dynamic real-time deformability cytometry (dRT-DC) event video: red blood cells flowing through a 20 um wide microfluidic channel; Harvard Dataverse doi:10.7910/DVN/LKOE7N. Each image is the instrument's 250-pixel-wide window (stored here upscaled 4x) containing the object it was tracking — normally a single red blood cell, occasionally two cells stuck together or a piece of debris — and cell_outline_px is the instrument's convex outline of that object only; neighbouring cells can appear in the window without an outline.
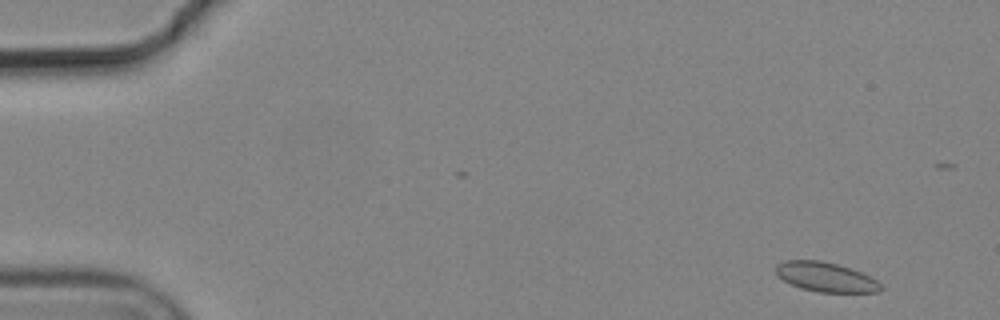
{"species": "common noctule bat (a hibernating species)", "species_latin": "Nyctalus noctula", "temperature_condition": "cold", "stored_images_in_passage": 4, "camera_frame_rate_fps": 3000, "um_per_image_px": 0.085, "animal": {"sex": "male", "body_mass_g": 19.2, "forearm_length_mm": 51.8}, "frame": {"image": 1, "passage_image": 1, "time_ms": 0.0, "image_size_px": [1000, 320], "cell_outline_px": [[884, 288], [880, 292], [820, 292], [800, 288], [784, 280], [776, 272], [776, 264], [784, 260], [820, 260], [836, 264], [860, 272], [876, 280]], "centroid_in_image_um": [70.18, 23.55], "position_along_channel_um": 14.8, "area_um2": 17.8}}
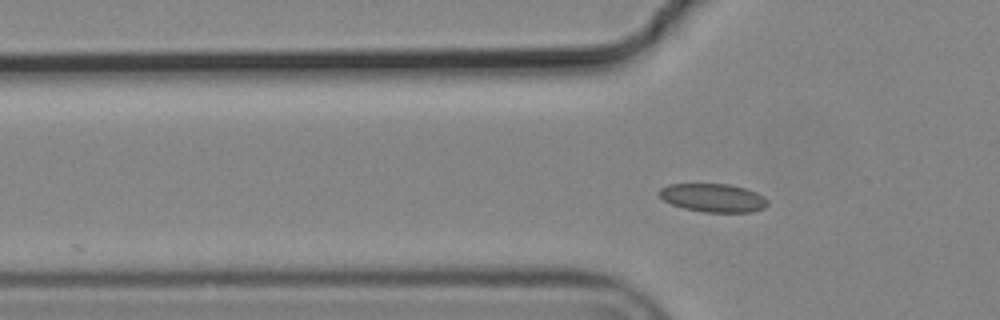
{"frame": {"image": 2, "passage_image": 4, "time_ms": 1.0, "image_size_px": [1000, 320], "cell_outline_px": [[768, 204], [764, 208], [752, 212], [704, 212], [684, 208], [672, 204], [664, 200], [656, 192], [660, 188], [668, 184], [728, 184], [744, 188], [756, 192], [764, 196], [768, 200]], "centroid_in_image_um": [60.61, 16.81], "position_along_channel_um": 65.2, "area_um2": 17.98}}